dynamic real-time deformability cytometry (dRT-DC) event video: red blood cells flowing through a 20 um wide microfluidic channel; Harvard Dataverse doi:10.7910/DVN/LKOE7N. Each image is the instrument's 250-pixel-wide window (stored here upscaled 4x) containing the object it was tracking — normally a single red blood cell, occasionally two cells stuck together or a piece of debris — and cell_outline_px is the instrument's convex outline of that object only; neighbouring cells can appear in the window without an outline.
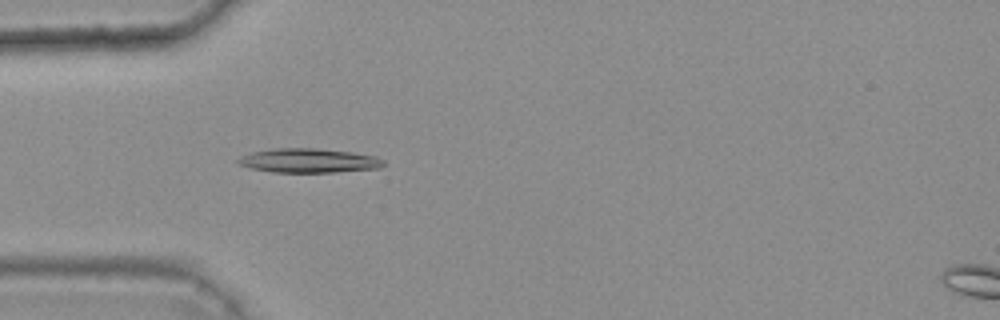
{"species": "common noctule bat (a hibernating species)", "species_latin": "Nyctalus noctula", "temperature_condition": "warm", "stored_images_in_passage": 37, "camera_frame_rate_fps": 3000, "um_per_image_px": 0.085, "animal": {"sex": "female", "body_mass_g": 25.1}, "frame": {"image": 1, "passage_image": 10, "time_ms": 3.0, "image_size_px": [1000, 320], "cell_outline_px": [[384, 164], [380, 168], [336, 172], [272, 172], [252, 168], [240, 164], [236, 160], [240, 156], [252, 152], [276, 148], [316, 148], [352, 152], [376, 156], [384, 160]], "centroid_in_image_um": [26.27, 13.65], "position_along_channel_um": 58.7, "area_um2": 20.46}}
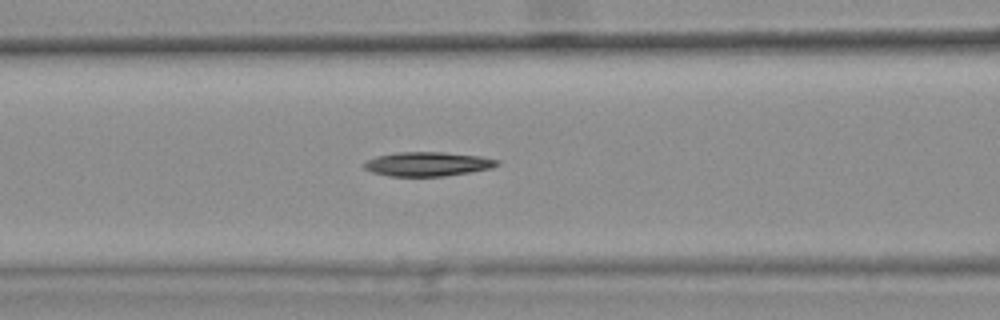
{"frame": {"image": 2, "passage_image": 16, "time_ms": 5.0, "image_size_px": [1000, 320], "cell_outline_px": [[500, 164], [492, 168], [444, 176], [388, 176], [372, 172], [364, 168], [364, 160], [376, 156], [396, 152], [444, 152], [480, 156], [500, 160]], "centroid_in_image_um": [36.33, 13.93], "position_along_channel_um": 130.3, "area_um2": 18.84}}
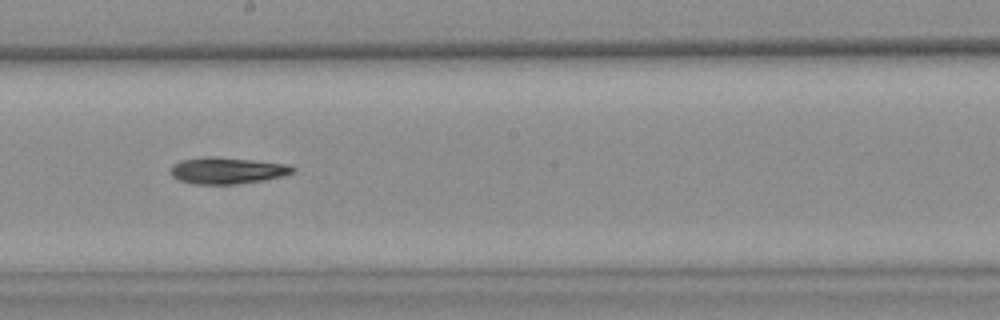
{"frame": {"image": 3, "passage_image": 24, "time_ms": 7.667, "image_size_px": [1000, 320], "cell_outline_px": [[296, 168], [292, 172], [284, 176], [264, 180], [236, 184], [192, 184], [180, 180], [172, 176], [172, 164], [180, 160], [208, 156], [252, 160], [288, 164]], "centroid_in_image_um": [19.31, 14.5], "position_along_channel_um": 228.9, "area_um2": 18.79}}